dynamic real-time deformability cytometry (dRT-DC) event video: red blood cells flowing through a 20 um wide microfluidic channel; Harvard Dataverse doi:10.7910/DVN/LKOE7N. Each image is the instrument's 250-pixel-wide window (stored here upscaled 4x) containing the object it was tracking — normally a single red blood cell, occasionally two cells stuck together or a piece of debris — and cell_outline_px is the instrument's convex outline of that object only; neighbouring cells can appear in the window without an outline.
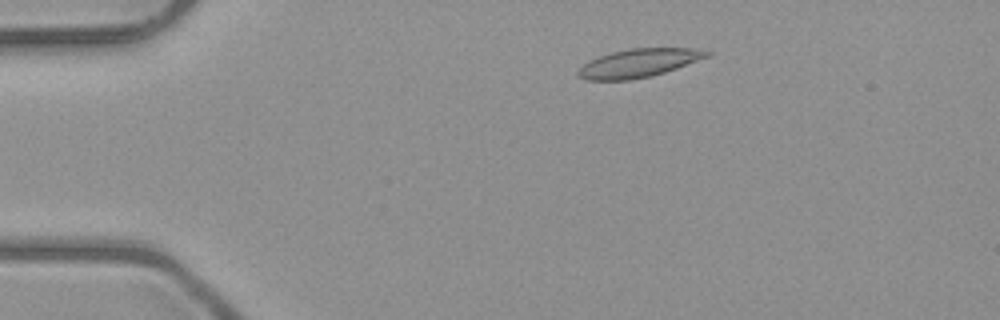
{"species": "common noctule bat (a hibernating species)", "species_latin": "Nyctalus noctula", "temperature_condition": "room temperature", "stored_images_in_passage": 49, "camera_frame_rate_fps": 3000, "um_per_image_px": 0.085, "animal": {"sex": "male", "body_mass_g": 23.1, "forearm_length_mm": 52.7}, "frame": {"image": 1, "passage_image": 7, "time_ms": 2.0, "image_size_px": [1000, 320], "cell_outline_px": [[712, 52], [708, 56], [676, 68], [664, 72], [648, 76], [628, 80], [584, 80], [576, 76], [576, 72], [588, 60], [596, 56], [628, 48], [692, 48]], "centroid_in_image_um": [54.2, 5.36], "position_along_channel_um": 30.8, "area_um2": 21.21}}
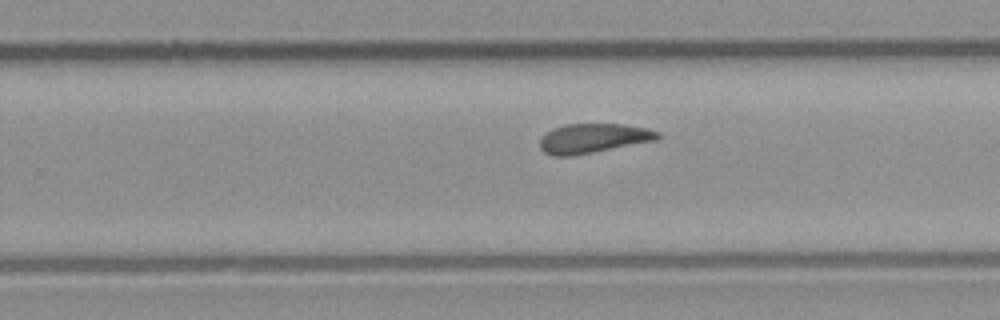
{"frame": {"image": 2, "passage_image": 30, "time_ms": 9.667, "image_size_px": [1000, 320], "cell_outline_px": [[660, 136], [656, 140], [572, 156], [552, 156], [544, 152], [540, 148], [540, 136], [552, 128], [564, 124], [624, 124], [648, 128], [660, 132]], "centroid_in_image_um": [50.39, 11.75], "position_along_channel_um": 279.4, "area_um2": 20.35}}
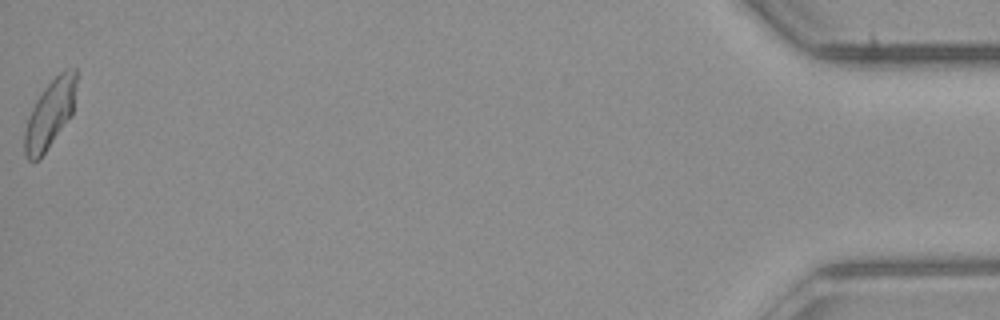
{"frame": {"image": 3, "passage_image": 49, "time_ms": 16.0, "image_size_px": [1000, 320], "cell_outline_px": [[76, 80], [72, 112], [44, 152], [36, 160], [28, 160], [24, 152], [24, 132], [32, 108], [36, 100], [44, 88], [64, 68], [76, 68]], "centroid_in_image_um": [4.23, 9.63], "position_along_channel_um": 431.0, "area_um2": 19.71}, "authors_computed_cell_mechanics": {"area_um2": 20.6924, "velocity_mm_per_s": 4.0057, "shape_relaxation_time_tau1_ms": 9.2742, "shape_relaxation_time_tau2_ms": 2.5583, "deformation_change_tau1": 0.1949, "deformation_change_tau2": 0.1008}}